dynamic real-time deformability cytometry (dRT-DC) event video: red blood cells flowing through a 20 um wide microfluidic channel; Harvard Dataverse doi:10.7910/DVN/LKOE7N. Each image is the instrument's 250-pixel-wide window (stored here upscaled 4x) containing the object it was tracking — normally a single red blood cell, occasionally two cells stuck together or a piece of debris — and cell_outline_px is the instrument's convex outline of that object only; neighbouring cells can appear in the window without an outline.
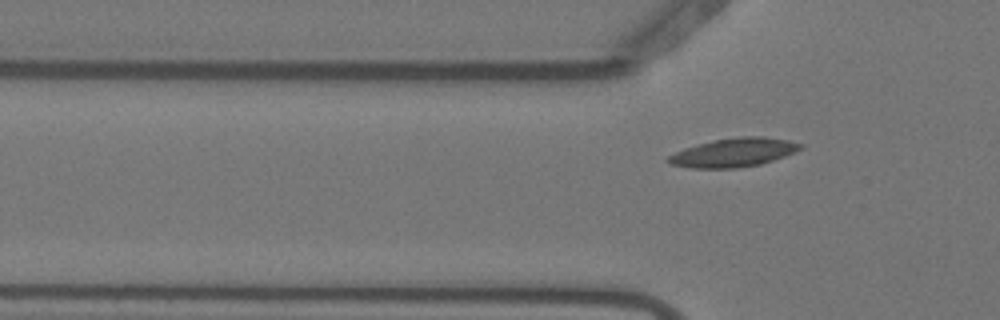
{"species": "Egyptian fruit bat (a non-hibernating species)", "species_latin": "Rousettus aegyptiacus", "temperature_condition": "warm", "stored_images_in_passage": 6, "camera_frame_rate_fps": 3000, "um_per_image_px": 0.085, "animal": {"sex": "female"}, "frame": {"image": 1, "passage_image": 4, "time_ms": 1.0, "image_size_px": [1000, 320], "cell_outline_px": [[804, 148], [796, 152], [760, 164], [736, 168], [692, 168], [672, 164], [664, 160], [668, 156], [684, 148], [716, 140], [740, 136], [764, 136], [788, 140], [804, 144]], "centroid_in_image_um": [62.4, 12.96], "position_along_channel_um": 63.4, "area_um2": 22.02}}
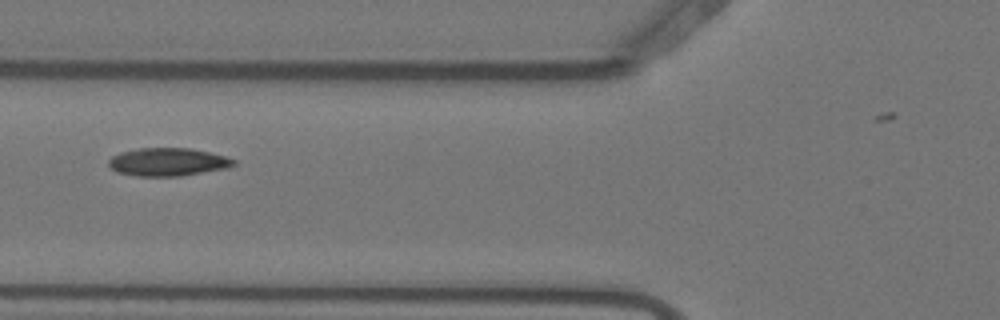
{"frame": {"image": 2, "passage_image": 5, "time_ms": 1.333, "image_size_px": [1000, 320], "cell_outline_px": [[236, 164], [228, 168], [180, 176], [136, 176], [116, 172], [108, 164], [108, 160], [112, 156], [120, 152], [140, 148], [192, 148], [224, 156], [236, 160]], "centroid_in_image_um": [14.26, 13.77], "position_along_channel_um": 111.5, "area_um2": 20.46}}